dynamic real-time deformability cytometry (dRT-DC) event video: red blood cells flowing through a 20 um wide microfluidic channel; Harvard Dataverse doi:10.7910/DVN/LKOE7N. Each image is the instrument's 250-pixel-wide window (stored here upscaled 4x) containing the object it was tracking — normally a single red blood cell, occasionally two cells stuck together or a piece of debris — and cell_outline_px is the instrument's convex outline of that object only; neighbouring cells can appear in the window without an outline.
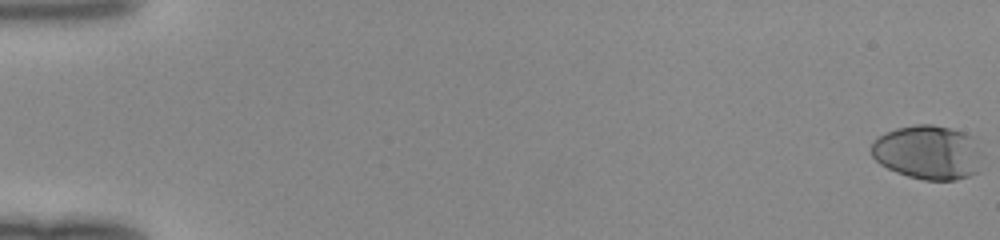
{"species": "human", "species_latin": "Homo sapiens", "temperature_condition": "room temperature", "stored_images_in_passage": 52, "camera_frame_rate_fps": 3000, "um_per_image_px": 0.085, "donor": {"sex": "female"}, "frame": {"image": 1, "passage_image": 1, "time_ms": 0.0, "image_size_px": [1000, 240], "cell_outline_px": [[984, 156], [980, 172], [956, 180], [924, 180], [908, 176], [896, 172], [880, 164], [872, 156], [872, 144], [884, 132], [896, 128], [916, 124], [932, 124], [952, 128], [976, 136]], "centroid_in_image_um": [78.98, 12.94], "position_along_channel_um": 6.0, "area_um2": 35.89}}
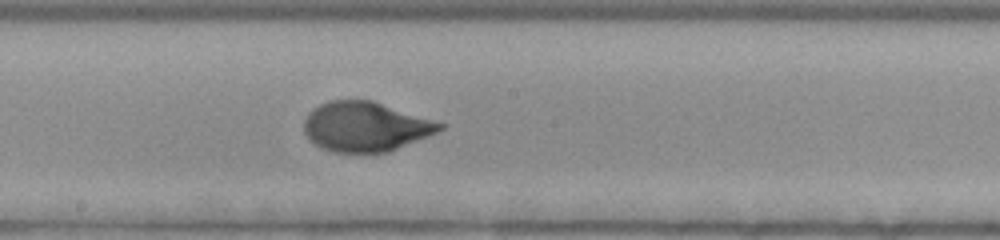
{"frame": {"image": 2, "passage_image": 30, "time_ms": 9.667, "image_size_px": [1000, 240], "cell_outline_px": [[448, 124], [444, 128], [428, 136], [388, 152], [332, 152], [320, 148], [304, 132], [304, 120], [308, 112], [320, 104], [328, 100], [372, 100]], "centroid_in_image_um": [31.08, 10.75], "position_along_channel_um": 217.1, "area_um2": 39.3}}
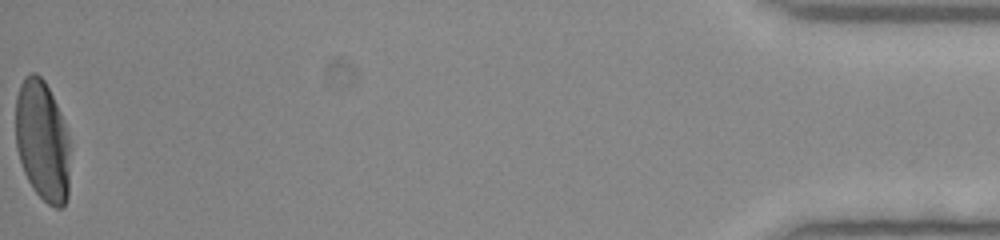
{"frame": {"image": 3, "passage_image": 52, "time_ms": 17.0, "image_size_px": [1000, 240], "cell_outline_px": [[68, 196], [64, 204], [60, 208], [56, 208], [48, 204], [32, 188], [24, 172], [16, 148], [16, 96], [20, 84], [24, 76], [28, 72], [36, 72], [44, 80], [60, 112], [68, 132]], "centroid_in_image_um": [3.58, 11.94], "position_along_channel_um": 431.6, "area_um2": 38.21}}